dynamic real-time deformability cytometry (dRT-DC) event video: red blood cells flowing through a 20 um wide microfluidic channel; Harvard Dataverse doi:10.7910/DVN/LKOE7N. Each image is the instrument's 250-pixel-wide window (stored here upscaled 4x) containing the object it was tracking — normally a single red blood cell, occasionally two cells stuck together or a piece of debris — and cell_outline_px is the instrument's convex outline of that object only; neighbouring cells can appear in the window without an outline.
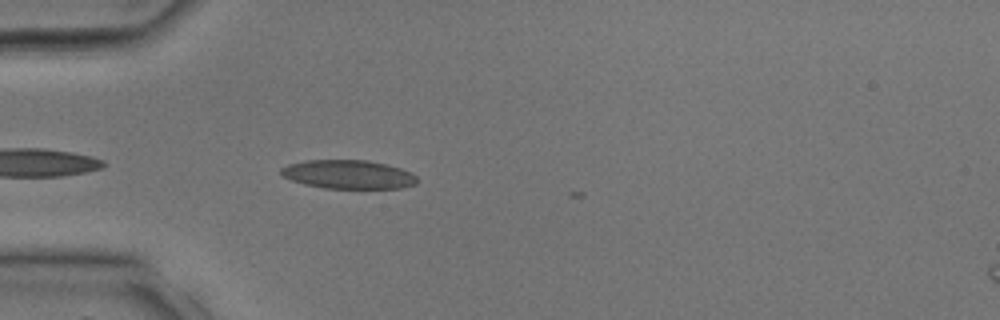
{"species": "common noctule bat (a hibernating species)", "species_latin": "Nyctalus noctula", "temperature_condition": "room temperature", "stored_images_in_passage": 6, "camera_frame_rate_fps": 3000, "um_per_image_px": 0.085, "animal": {"sex": "male", "body_mass_g": 17.9, "forearm_length_mm": 54.2}, "frame": {"image": 1, "passage_image": 1, "time_ms": 0.0, "image_size_px": [1000, 320], "cell_outline_px": [[416, 184], [404, 188], [324, 188], [304, 184], [292, 180], [284, 176], [280, 172], [280, 168], [288, 164], [304, 160], [368, 160], [388, 164], [412, 172], [416, 176]], "centroid_in_image_um": [29.62, 14.82], "position_along_channel_um": 55.4, "area_um2": 22.89}}
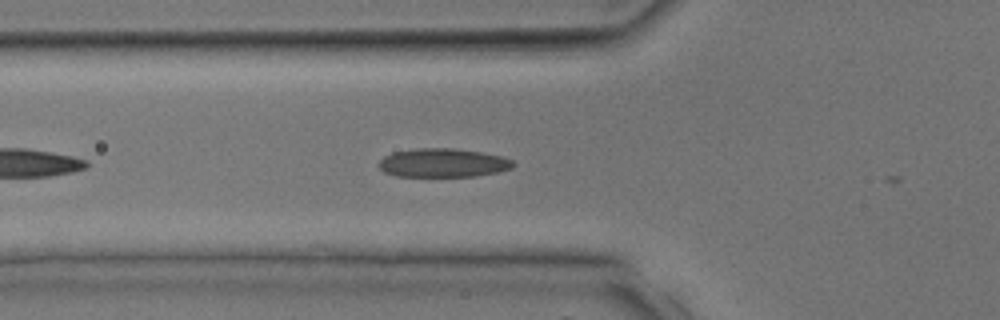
{"frame": {"image": 2, "passage_image": 3, "time_ms": 0.667, "image_size_px": [1000, 320], "cell_outline_px": [[516, 164], [512, 168], [496, 172], [476, 176], [396, 176], [384, 172], [380, 168], [380, 160], [384, 156], [392, 152], [416, 148], [456, 148], [480, 152], [500, 156], [512, 160]], "centroid_in_image_um": [37.64, 13.84], "position_along_channel_um": 88.2, "area_um2": 22.43}}